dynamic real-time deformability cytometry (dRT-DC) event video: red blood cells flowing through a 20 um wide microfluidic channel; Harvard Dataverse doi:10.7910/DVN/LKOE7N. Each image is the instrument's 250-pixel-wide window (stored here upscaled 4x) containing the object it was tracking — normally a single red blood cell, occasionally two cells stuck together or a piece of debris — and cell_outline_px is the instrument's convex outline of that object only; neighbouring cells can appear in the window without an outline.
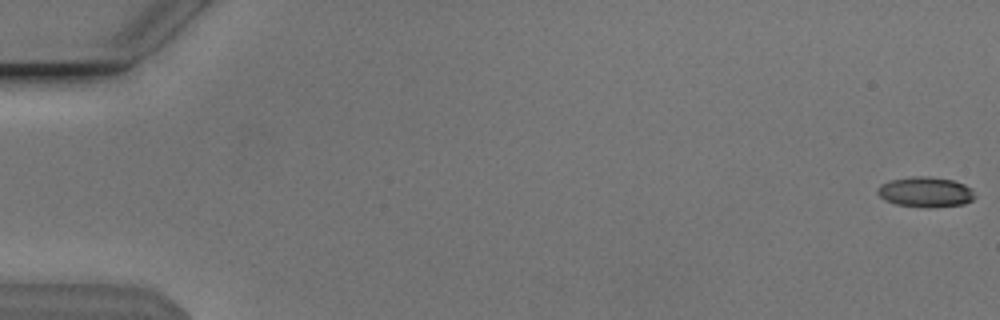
{"species": "Egyptian fruit bat (a non-hibernating species)", "species_latin": "Rousettus aegyptiacus", "temperature_condition": "cold", "stored_images_in_passage": 21, "camera_frame_rate_fps": 3000, "um_per_image_px": 0.085, "animal": {"sex": "male"}, "frame": {"image": 1, "passage_image": 1, "time_ms": 0.0, "image_size_px": [1000, 320], "cell_outline_px": [[976, 196], [972, 200], [964, 204], [928, 208], [896, 204], [884, 200], [876, 192], [876, 188], [880, 184], [888, 180], [912, 176], [924, 176], [952, 180], [964, 184], [972, 188]], "centroid_in_image_um": [78.64, 16.32], "position_along_channel_um": 6.4, "area_um2": 17.34}}
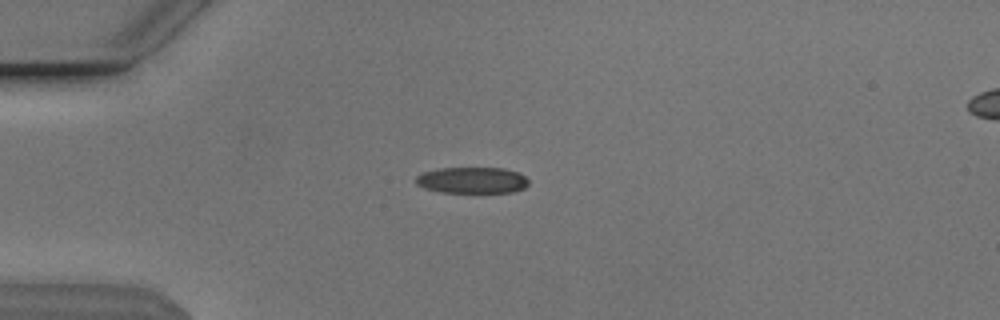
{"frame": {"image": 2, "passage_image": 15, "time_ms": 4.667, "image_size_px": [1000, 320], "cell_outline_px": [[528, 184], [524, 188], [512, 192], [440, 192], [424, 188], [416, 184], [416, 176], [420, 172], [440, 168], [504, 168], [520, 172], [528, 180]], "centroid_in_image_um": [40.11, 15.31], "position_along_channel_um": 44.9, "area_um2": 17.34}}
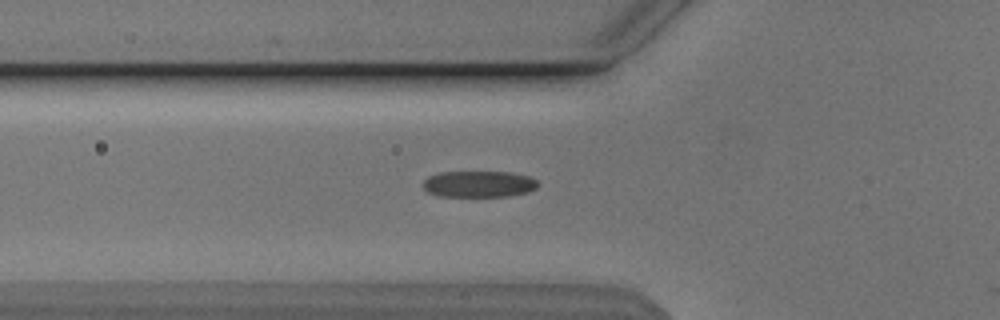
{"frame": {"image": 3, "passage_image": 20, "time_ms": 6.333, "image_size_px": [1000, 320], "cell_outline_px": [[536, 188], [528, 192], [508, 196], [440, 196], [428, 192], [420, 184], [428, 176], [440, 172], [508, 172], [528, 176], [536, 180]], "centroid_in_image_um": [40.65, 15.64], "position_along_channel_um": 85.2, "area_um2": 17.57}}